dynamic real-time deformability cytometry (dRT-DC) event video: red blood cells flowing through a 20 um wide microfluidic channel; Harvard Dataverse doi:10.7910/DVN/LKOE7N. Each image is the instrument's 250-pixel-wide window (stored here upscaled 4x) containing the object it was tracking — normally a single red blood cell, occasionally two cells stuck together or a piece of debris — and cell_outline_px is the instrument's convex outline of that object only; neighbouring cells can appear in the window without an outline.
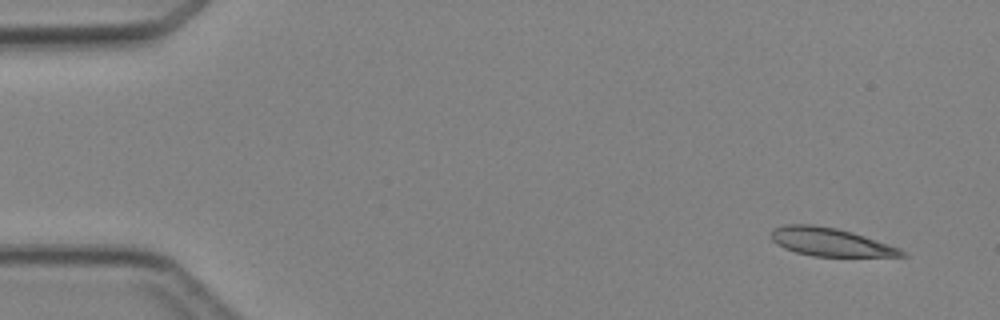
{"species": "Egyptian fruit bat (a non-hibernating species)", "species_latin": "Rousettus aegyptiacus", "temperature_condition": "cold", "stored_images_in_passage": 4, "segment_of_instrument_passage": [1, 2], "camera_frame_rate_fps": 3000, "um_per_image_px": 0.085, "animal": {"sex": "female"}, "frame": {"image": 1, "passage_image": 1, "time_ms": 0.0, "image_size_px": [1000, 320], "cell_outline_px": [[908, 256], [812, 256], [796, 252], [784, 248], [776, 244], [772, 240], [772, 228], [784, 224], [812, 224], [836, 228], [852, 232], [900, 248], [908, 252]], "centroid_in_image_um": [70.57, 20.57], "position_along_channel_um": 14.4, "area_um2": 21.44}}